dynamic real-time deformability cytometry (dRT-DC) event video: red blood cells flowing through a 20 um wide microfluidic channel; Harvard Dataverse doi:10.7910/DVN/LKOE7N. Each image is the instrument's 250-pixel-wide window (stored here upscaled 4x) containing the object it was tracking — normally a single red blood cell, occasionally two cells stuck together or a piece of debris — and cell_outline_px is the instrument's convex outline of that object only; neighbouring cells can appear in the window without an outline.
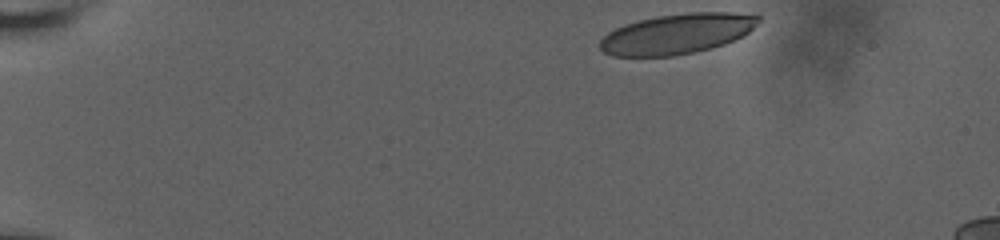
{"species": "human", "species_latin": "Homo sapiens", "temperature_condition": "room temperature", "stored_images_in_passage": 30, "camera_frame_rate_fps": 3000, "um_per_image_px": 0.085, "donor": {"sex": "male"}, "frame": {"image": 1, "passage_image": 1, "time_ms": 0.0, "image_size_px": [1000, 240], "cell_outline_px": [[760, 20], [744, 36], [724, 44], [712, 48], [672, 56], [612, 56], [604, 52], [600, 48], [600, 40], [608, 32], [624, 24], [656, 16], [688, 12], [756, 12], [760, 16]], "centroid_in_image_um": [57.6, 2.85], "position_along_channel_um": 27.4, "area_um2": 37.4}}
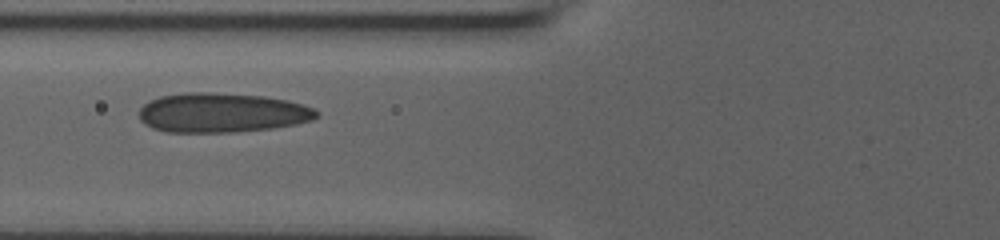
{"frame": {"image": 2, "passage_image": 22, "time_ms": 5.0, "image_size_px": [1000, 240], "cell_outline_px": [[320, 116], [312, 120], [296, 124], [272, 128], [232, 132], [168, 132], [152, 128], [140, 120], [140, 108], [144, 104], [160, 96], [184, 92], [212, 92], [264, 96], [288, 100], [304, 104], [320, 112]], "centroid_in_image_um": [18.9, 9.57], "position_along_channel_um": 106.9, "area_um2": 41.04}}
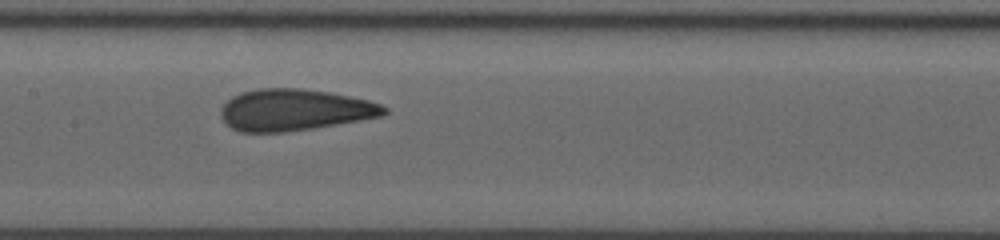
{"frame": {"image": 3, "passage_image": 29, "time_ms": 7.0, "image_size_px": [1000, 240], "cell_outline_px": [[388, 112], [380, 116], [360, 120], [312, 128], [284, 132], [240, 132], [232, 128], [220, 116], [220, 108], [232, 96], [240, 92], [260, 88], [300, 88], [328, 92], [368, 100], [380, 104], [388, 108]], "centroid_in_image_um": [25.0, 9.34], "position_along_channel_um": 182.4, "area_um2": 39.36}}